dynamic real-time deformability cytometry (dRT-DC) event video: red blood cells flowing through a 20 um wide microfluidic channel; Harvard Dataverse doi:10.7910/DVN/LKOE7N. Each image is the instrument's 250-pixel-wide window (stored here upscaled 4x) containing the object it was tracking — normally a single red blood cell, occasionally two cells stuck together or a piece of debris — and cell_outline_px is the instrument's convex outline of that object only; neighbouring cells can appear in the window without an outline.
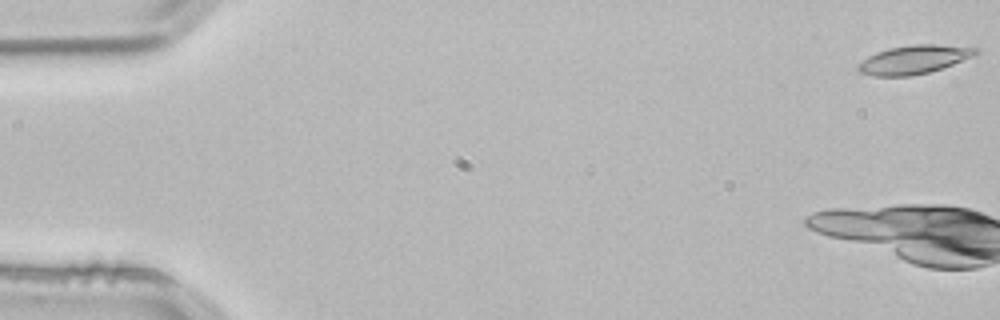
{"species": "common noctule bat (a hibernating species)", "species_latin": "Nyctalus noctula", "temperature_condition": "room temperature", "stored_images_in_passage": 50, "segment_of_instrument_passage": [1, 2], "camera_frame_rate_fps": 3000, "um_per_image_px": 0.085, "animal": {"sex": "male", "body_mass_g": 21.5, "forearm_length_mm": 52.0}, "frame": {"image": 1, "passage_image": 1, "time_ms": 0.0, "image_size_px": [1000, 320], "cell_outline_px": [[980, 52], [976, 56], [928, 72], [908, 76], [872, 76], [860, 72], [856, 68], [856, 64], [868, 56], [876, 52], [888, 48], [912, 44], [936, 44], [976, 48]], "centroid_in_image_um": [77.65, 5.05], "position_along_channel_um": 7.3, "area_um2": 19.65}}
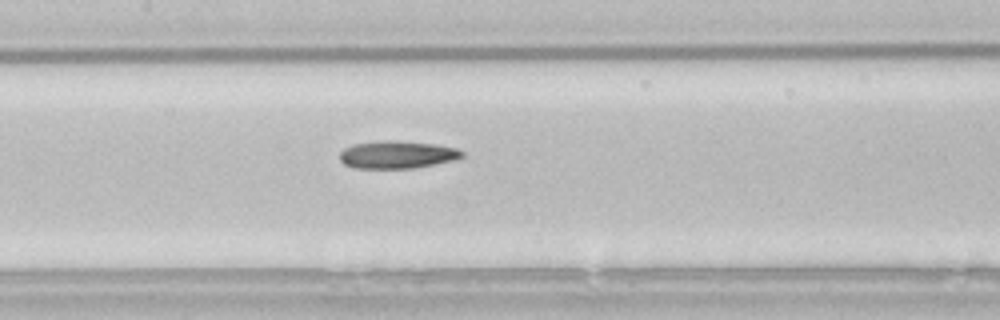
{"frame": {"image": 2, "passage_image": 21, "time_ms": 6.667, "image_size_px": [1000, 320], "cell_outline_px": [[464, 156], [452, 160], [412, 168], [356, 168], [344, 164], [340, 160], [340, 152], [344, 148], [352, 144], [384, 140], [392, 140], [436, 144], [456, 148], [464, 152]], "centroid_in_image_um": [33.73, 13.13], "position_along_channel_um": 173.7, "area_um2": 19.54}}
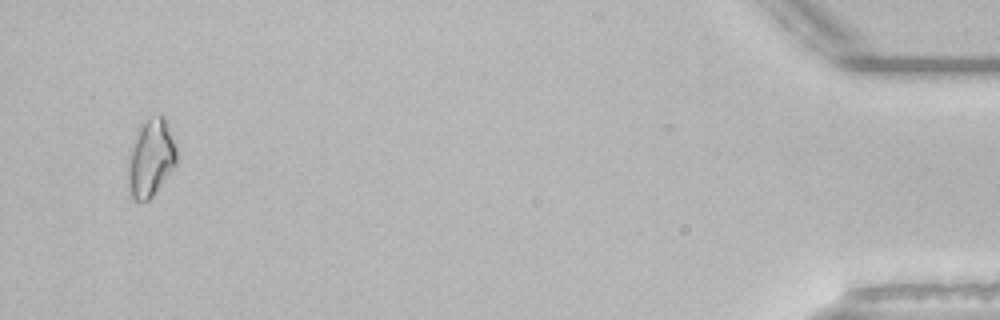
{"frame": {"image": 3, "passage_image": 47, "time_ms": 15.333, "image_size_px": [1000, 320], "cell_outline_px": [[176, 164], [152, 196], [148, 200], [132, 200], [128, 192], [128, 168], [132, 148], [140, 128], [148, 120], [160, 116], [164, 116], [176, 148]], "centroid_in_image_um": [12.82, 13.51], "position_along_channel_um": 422.4, "area_um2": 20.98}}